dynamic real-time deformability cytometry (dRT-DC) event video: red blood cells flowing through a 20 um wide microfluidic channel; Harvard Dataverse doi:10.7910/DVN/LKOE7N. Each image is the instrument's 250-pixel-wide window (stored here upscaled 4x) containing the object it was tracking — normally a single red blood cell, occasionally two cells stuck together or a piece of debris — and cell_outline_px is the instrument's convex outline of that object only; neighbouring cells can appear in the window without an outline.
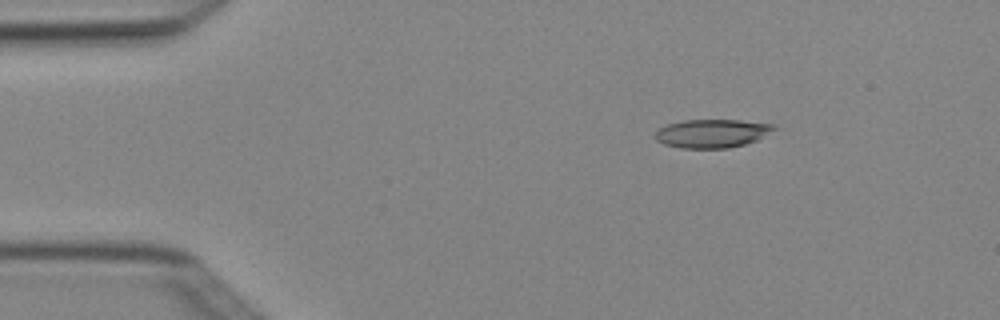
{"species": "Egyptian fruit bat (a non-hibernating species)", "species_latin": "Rousettus aegyptiacus", "temperature_condition": "cold", "stored_images_in_passage": 3, "camera_frame_rate_fps": 3000, "um_per_image_px": 0.085, "animal": {"sex": "female"}, "frame": {"image": 1, "passage_image": 1, "time_ms": 0.0, "image_size_px": [1000, 320], "cell_outline_px": [[776, 128], [756, 140], [744, 144], [728, 148], [680, 148], [664, 144], [656, 140], [652, 136], [660, 128], [668, 124], [684, 120], [740, 120], [772, 124]], "centroid_in_image_um": [60.47, 11.34], "position_along_channel_um": 24.5, "area_um2": 19.54}}
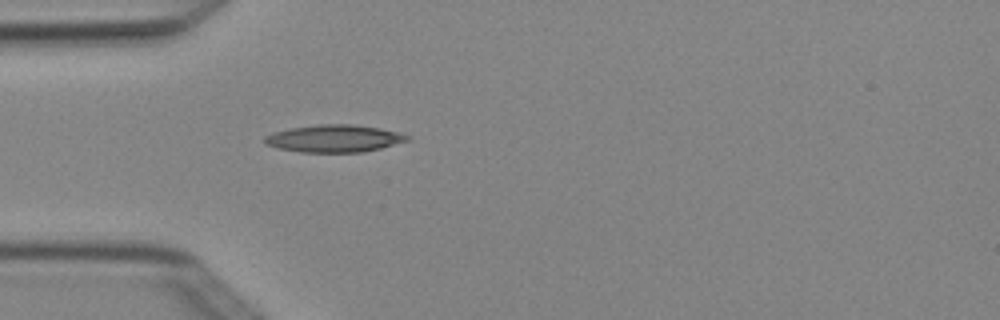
{"frame": {"image": 2, "passage_image": 3, "time_ms": 0.667, "image_size_px": [1000, 320], "cell_outline_px": [[412, 140], [364, 152], [300, 152], [276, 148], [264, 144], [264, 136], [272, 132], [292, 128], [320, 124], [352, 124], [380, 128], [400, 132], [412, 136]], "centroid_in_image_um": [28.43, 11.77], "position_along_channel_um": 56.6, "area_um2": 23.0}}